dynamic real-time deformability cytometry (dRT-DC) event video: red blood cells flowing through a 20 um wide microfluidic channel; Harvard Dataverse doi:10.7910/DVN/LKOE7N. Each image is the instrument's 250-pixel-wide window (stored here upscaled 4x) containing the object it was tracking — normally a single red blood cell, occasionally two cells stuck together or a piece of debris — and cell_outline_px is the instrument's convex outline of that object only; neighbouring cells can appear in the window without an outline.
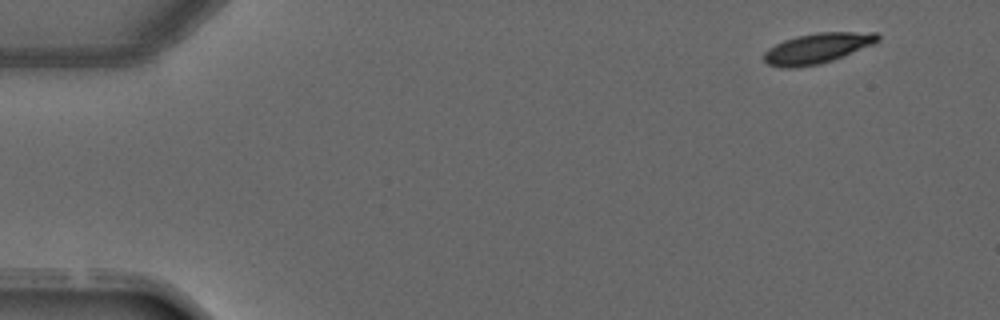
{"species": "common noctule bat (a hibernating species)", "species_latin": "Nyctalus noctula", "temperature_condition": "warm", "stored_images_in_passage": 5, "camera_frame_rate_fps": 3000, "um_per_image_px": 0.085, "animal": {"sex": "male", "forearm_length_mm": 52.5}, "frame": {"image": 1, "passage_image": 1, "time_ms": 0.0, "image_size_px": [1000, 320], "cell_outline_px": [[880, 40], [872, 44], [832, 60], [820, 64], [796, 68], [784, 68], [768, 64], [764, 60], [764, 52], [768, 48], [784, 40], [796, 36], [820, 32], [876, 32], [880, 36]], "centroid_in_image_um": [69.45, 4.1], "position_along_channel_um": 15.6, "area_um2": 19.94}}
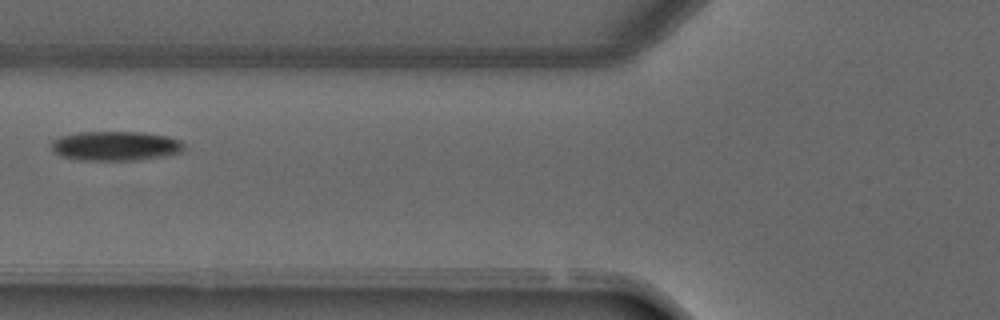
{"frame": {"image": 2, "passage_image": 5, "time_ms": 4.667, "image_size_px": [1000, 320], "cell_outline_px": [[184, 152], [164, 156], [136, 160], [80, 160], [60, 156], [52, 148], [52, 140], [60, 136], [80, 132], [140, 132], [168, 136], [180, 140], [184, 144]], "centroid_in_image_um": [9.85, 12.4], "position_along_channel_um": 116.0, "area_um2": 22.83}}